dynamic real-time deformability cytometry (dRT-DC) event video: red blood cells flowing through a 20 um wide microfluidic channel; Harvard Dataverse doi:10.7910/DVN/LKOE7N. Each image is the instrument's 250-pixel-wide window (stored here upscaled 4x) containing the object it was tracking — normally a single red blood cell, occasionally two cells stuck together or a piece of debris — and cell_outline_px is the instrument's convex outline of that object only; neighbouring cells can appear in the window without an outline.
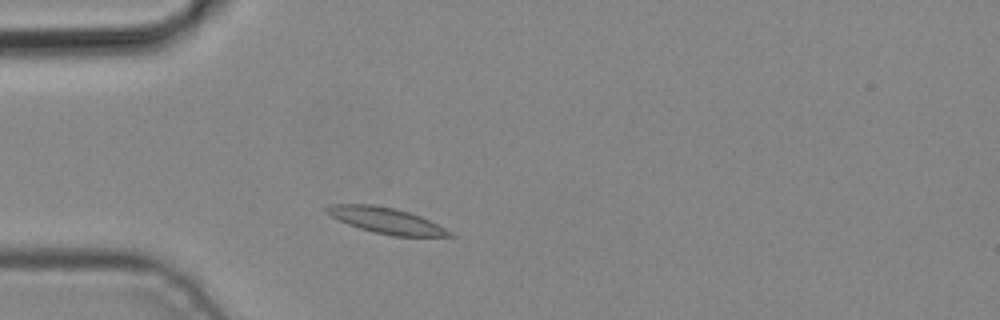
{"species": "common noctule bat (a hibernating species)", "species_latin": "Nyctalus noctula", "temperature_condition": "cold", "stored_images_in_passage": 1, "camera_frame_rate_fps": 3000, "um_per_image_px": 0.085, "animal": {"sex": "male", "body_mass_g": 19.2, "forearm_length_mm": 51.8}, "frame": {"image": 1, "passage_image": 1, "time_ms": 0.0, "image_size_px": [1000, 320], "cell_outline_px": [[456, 236], [392, 236], [372, 232], [348, 224], [324, 212], [324, 208], [332, 204], [372, 204], [392, 208], [408, 212], [420, 216], [452, 232]], "centroid_in_image_um": [32.79, 18.74], "position_along_channel_um": 52.2, "area_um2": 18.26}}